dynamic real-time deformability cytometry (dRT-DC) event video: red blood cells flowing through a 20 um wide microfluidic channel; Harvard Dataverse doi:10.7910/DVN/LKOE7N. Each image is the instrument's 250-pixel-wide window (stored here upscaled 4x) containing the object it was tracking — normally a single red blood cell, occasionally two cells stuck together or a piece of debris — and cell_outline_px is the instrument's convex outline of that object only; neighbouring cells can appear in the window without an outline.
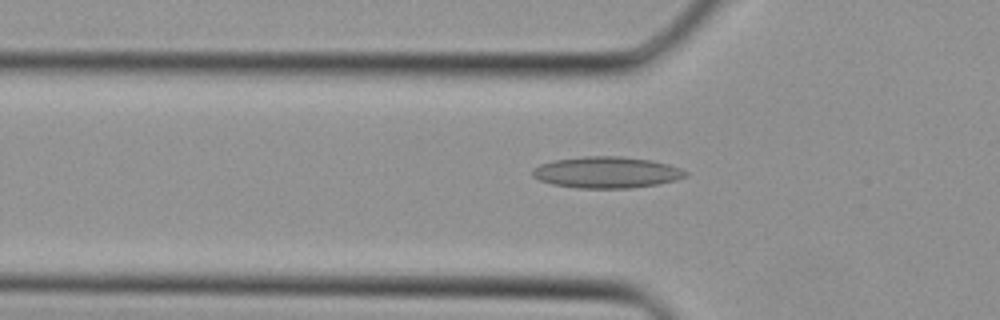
{"species": "Egyptian fruit bat (a non-hibernating species)", "species_latin": "Rousettus aegyptiacus", "temperature_condition": "cold", "stored_images_in_passage": 23, "camera_frame_rate_fps": 3000, "um_per_image_px": 0.085, "animal": {"sex": "female"}, "frame": {"image": 1, "passage_image": 3, "time_ms": 0.667, "image_size_px": [1000, 320], "cell_outline_px": [[688, 176], [676, 180], [656, 184], [628, 188], [576, 188], [552, 184], [540, 180], [532, 176], [532, 168], [540, 164], [552, 160], [584, 156], [620, 156], [652, 160], [668, 164], [680, 168], [688, 172]], "centroid_in_image_um": [51.55, 14.64], "position_along_channel_um": 74.3, "area_um2": 28.09}}
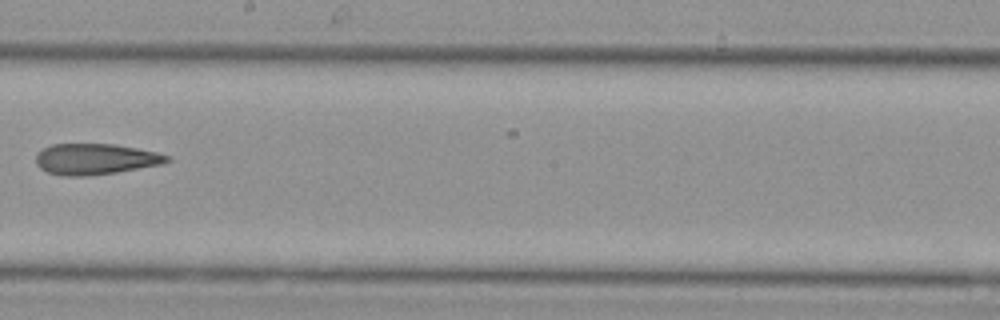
{"frame": {"image": 2, "passage_image": 12, "time_ms": 3.667, "image_size_px": [1000, 320], "cell_outline_px": [[172, 160], [160, 164], [116, 172], [88, 176], [64, 176], [48, 172], [40, 168], [36, 164], [36, 156], [44, 148], [52, 144], [112, 144], [136, 148], [156, 152], [168, 156]], "centroid_in_image_um": [8.09, 13.52], "position_along_channel_um": 240.1, "area_um2": 23.35}}
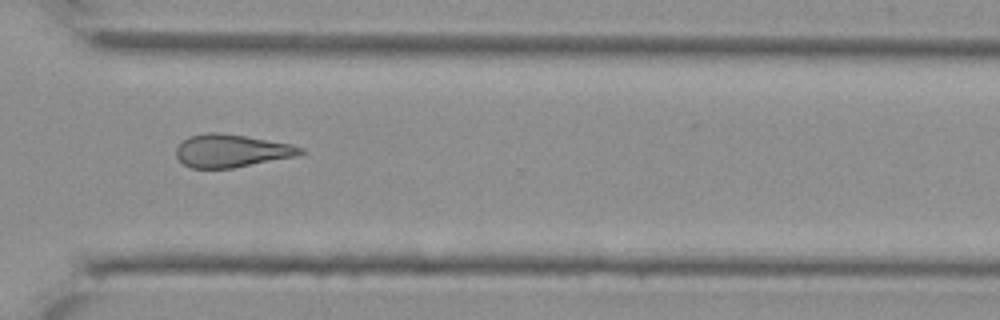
{"frame": {"image": 3, "passage_image": 18, "time_ms": 5.667, "image_size_px": [1000, 320], "cell_outline_px": [[304, 152], [296, 156], [232, 168], [192, 168], [184, 164], [176, 156], [176, 148], [188, 136], [208, 132], [216, 132], [244, 136], [288, 144], [304, 148]], "centroid_in_image_um": [19.63, 12.82], "position_along_channel_um": 351.0, "area_um2": 23.41}}